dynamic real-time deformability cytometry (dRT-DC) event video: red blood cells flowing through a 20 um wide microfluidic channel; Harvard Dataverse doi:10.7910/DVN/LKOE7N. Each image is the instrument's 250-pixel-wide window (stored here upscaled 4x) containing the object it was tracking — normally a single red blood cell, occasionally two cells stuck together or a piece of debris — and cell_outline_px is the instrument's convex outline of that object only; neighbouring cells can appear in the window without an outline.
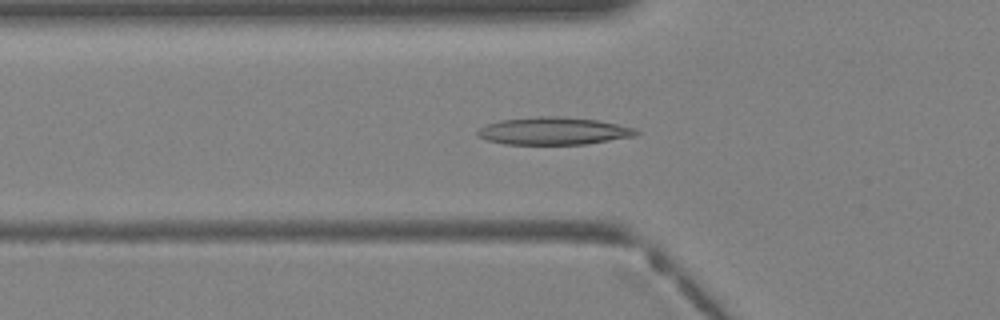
{"species": "Egyptian fruit bat (a non-hibernating species)", "species_latin": "Rousettus aegyptiacus", "temperature_condition": "warm", "stored_images_in_passage": 38, "camera_frame_rate_fps": 3000, "um_per_image_px": 0.085, "animal": {"sex": "female"}, "frame": {"image": 1, "passage_image": 13, "time_ms": 4.0, "image_size_px": [1000, 320], "cell_outline_px": [[640, 132], [636, 136], [588, 144], [504, 144], [488, 140], [476, 136], [476, 132], [484, 124], [500, 120], [540, 116], [560, 116], [596, 120], [636, 128]], "centroid_in_image_um": [47.05, 11.13], "position_along_channel_um": 78.8, "area_um2": 25.55}}
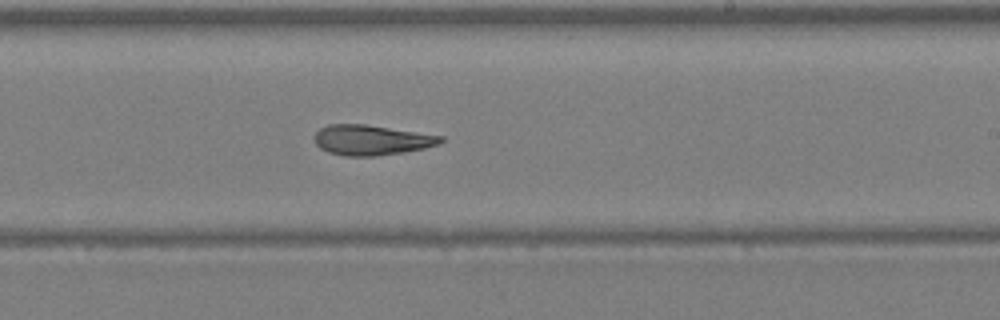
{"frame": {"image": 2, "passage_image": 23, "time_ms": 7.333, "image_size_px": [1000, 320], "cell_outline_px": [[444, 140], [440, 144], [424, 148], [404, 152], [376, 156], [344, 156], [328, 152], [320, 148], [316, 144], [312, 136], [320, 128], [328, 124], [364, 124], [444, 136]], "centroid_in_image_um": [31.55, 11.9], "position_along_channel_um": 257.5, "area_um2": 22.31}}
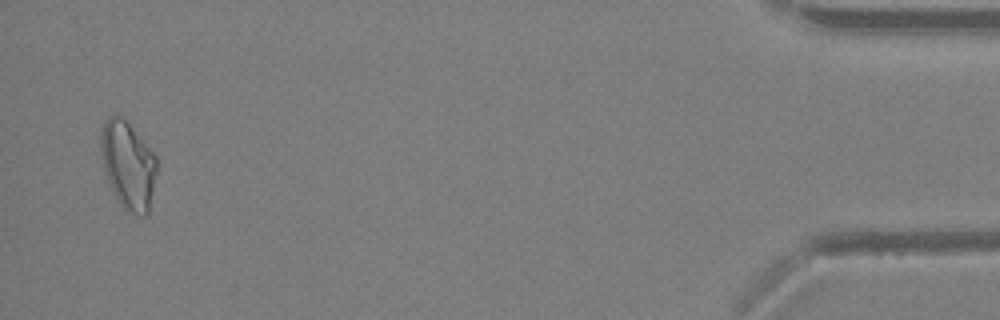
{"frame": {"image": 3, "passage_image": 37, "time_ms": 12.0, "image_size_px": [1000, 320], "cell_outline_px": [[156, 172], [148, 216], [144, 216], [124, 212], [112, 192], [104, 168], [100, 148], [100, 132], [104, 120], [108, 116], [120, 116], [128, 124], [156, 156]], "centroid_in_image_um": [10.86, 14.09], "position_along_channel_um": 424.3, "area_um2": 28.5}}